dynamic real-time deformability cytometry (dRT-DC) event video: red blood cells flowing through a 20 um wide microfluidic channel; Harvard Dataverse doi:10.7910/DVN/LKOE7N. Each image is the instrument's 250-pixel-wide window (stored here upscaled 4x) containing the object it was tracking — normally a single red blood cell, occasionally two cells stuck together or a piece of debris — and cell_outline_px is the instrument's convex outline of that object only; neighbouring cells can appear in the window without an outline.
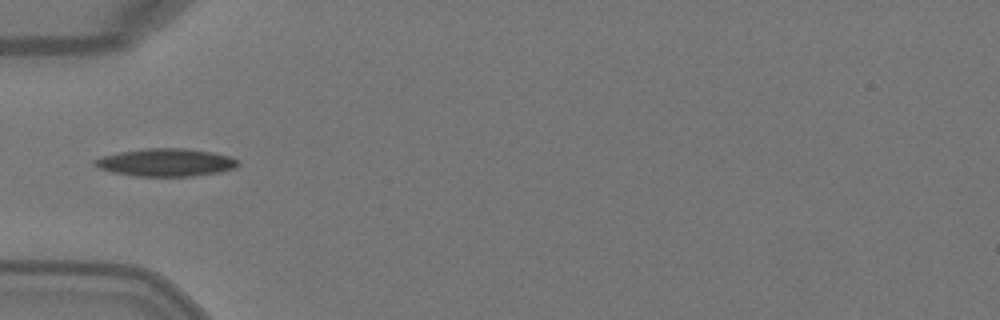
{"species": "Egyptian fruit bat (a non-hibernating species)", "species_latin": "Rousettus aegyptiacus", "temperature_condition": "warm", "stored_images_in_passage": 5, "camera_frame_rate_fps": 3000, "um_per_image_px": 0.085, "animal": {"sex": "female"}, "frame": {"image": 1, "passage_image": 4, "time_ms": 1.0, "image_size_px": [1000, 320], "cell_outline_px": [[240, 164], [236, 168], [220, 172], [192, 176], [136, 176], [112, 172], [100, 168], [92, 164], [92, 160], [100, 156], [120, 152], [144, 148], [184, 148], [212, 152], [228, 156], [240, 160]], "centroid_in_image_um": [14.1, 13.8], "position_along_channel_um": 70.9, "area_um2": 23.35}}
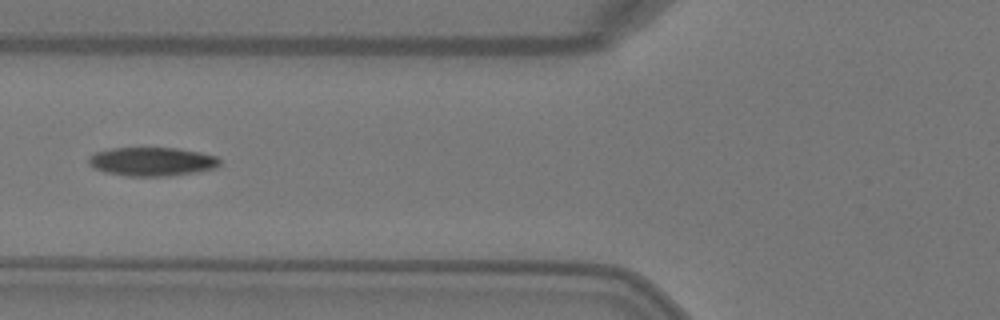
{"frame": {"image": 2, "passage_image": 5, "time_ms": 1.333, "image_size_px": [1000, 320], "cell_outline_px": [[220, 164], [216, 168], [196, 172], [168, 176], [128, 176], [104, 172], [88, 164], [88, 156], [96, 152], [112, 148], [176, 148], [200, 152], [216, 156], [220, 160]], "centroid_in_image_um": [12.92, 13.73], "position_along_channel_um": 112.9, "area_um2": 21.96}}